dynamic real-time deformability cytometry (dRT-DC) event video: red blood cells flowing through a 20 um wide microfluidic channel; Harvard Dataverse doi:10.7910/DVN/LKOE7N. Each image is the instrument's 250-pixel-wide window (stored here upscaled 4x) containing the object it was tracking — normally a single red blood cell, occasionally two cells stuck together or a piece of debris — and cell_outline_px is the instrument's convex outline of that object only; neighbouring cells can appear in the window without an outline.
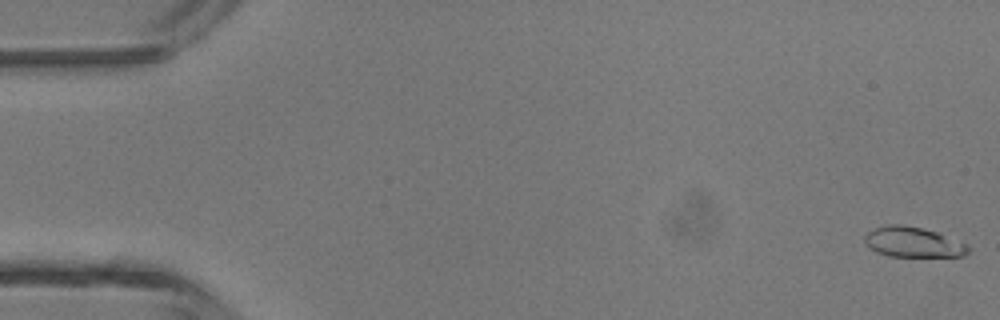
{"species": "common noctule bat (a hibernating species)", "species_latin": "Nyctalus noctula", "temperature_condition": "room temperature", "stored_images_in_passage": 32, "camera_frame_rate_fps": 3000, "um_per_image_px": 0.085, "animal": {"sex": "male", "body_mass_g": 13.3}, "frame": {"image": 1, "passage_image": 1, "time_ms": 0.0, "image_size_px": [1000, 320], "cell_outline_px": [[972, 248], [964, 256], [888, 256], [876, 252], [868, 248], [864, 240], [864, 236], [868, 232], [876, 228], [888, 224], [904, 224], [924, 228], [936, 232], [968, 244]], "centroid_in_image_um": [77.61, 20.58], "position_along_channel_um": 7.4, "area_um2": 18.38}}
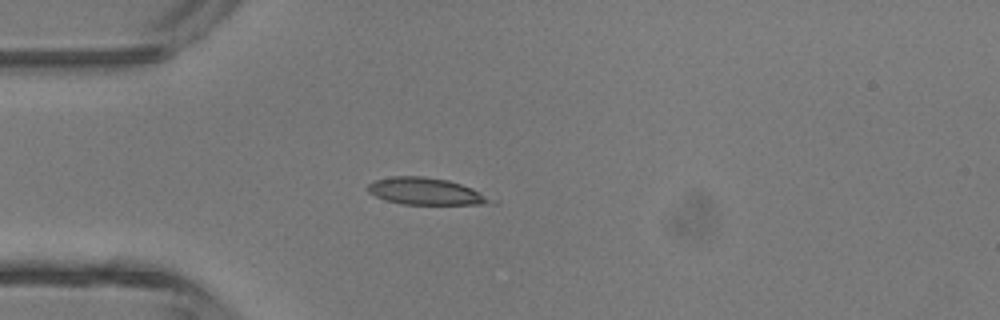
{"frame": {"image": 2, "passage_image": 13, "time_ms": 4.0, "image_size_px": [1000, 320], "cell_outline_px": [[500, 200], [496, 204], [400, 204], [384, 200], [368, 192], [368, 184], [376, 180], [392, 176], [424, 176], [448, 180], [472, 188]], "centroid_in_image_um": [36.28, 16.28], "position_along_channel_um": 48.7, "area_um2": 19.54}}